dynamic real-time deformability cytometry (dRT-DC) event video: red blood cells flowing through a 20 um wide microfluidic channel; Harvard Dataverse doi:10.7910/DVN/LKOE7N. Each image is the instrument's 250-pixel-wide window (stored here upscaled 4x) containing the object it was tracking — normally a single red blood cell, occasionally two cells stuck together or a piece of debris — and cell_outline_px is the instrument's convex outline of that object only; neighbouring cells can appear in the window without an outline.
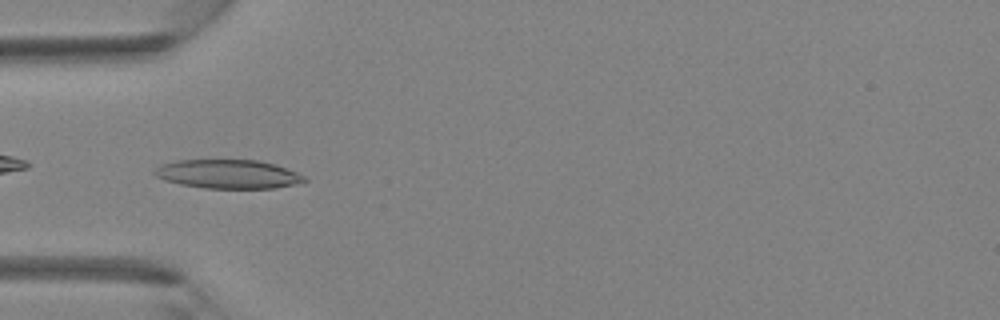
{"species": "Egyptian fruit bat (a non-hibernating species)", "species_latin": "Rousettus aegyptiacus", "temperature_condition": "room temperature", "stored_images_in_passage": 41, "camera_frame_rate_fps": 3000, "um_per_image_px": 0.085, "animal": {"sex": "female"}, "frame": {"image": 1, "passage_image": 13, "time_ms": 4.0, "image_size_px": [1000, 320], "cell_outline_px": [[308, 180], [276, 188], [204, 188], [180, 184], [164, 180], [156, 176], [152, 172], [160, 164], [176, 160], [256, 160], [276, 164], [296, 172], [304, 176]], "centroid_in_image_um": [19.35, 14.79], "position_along_channel_um": 65.7, "area_um2": 25.14}}
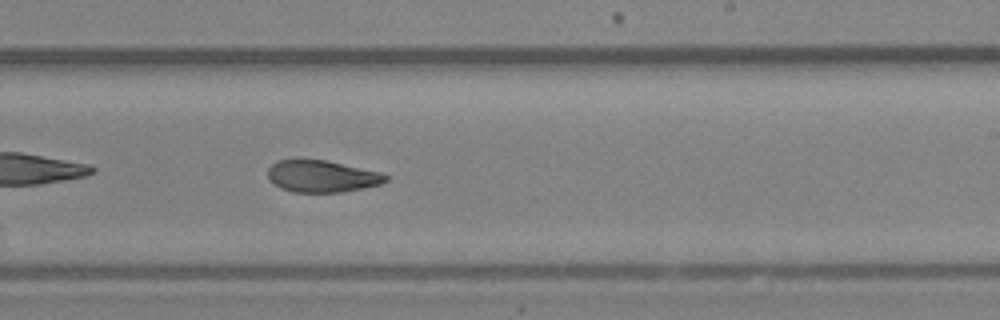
{"frame": {"image": 2, "passage_image": 25, "time_ms": 8.0, "image_size_px": [1000, 320], "cell_outline_px": [[388, 180], [380, 184], [340, 192], [292, 192], [280, 188], [272, 184], [268, 180], [268, 168], [276, 160], [328, 160], [380, 172], [388, 176]], "centroid_in_image_um": [27.32, 14.98], "position_along_channel_um": 261.7, "area_um2": 21.91}}
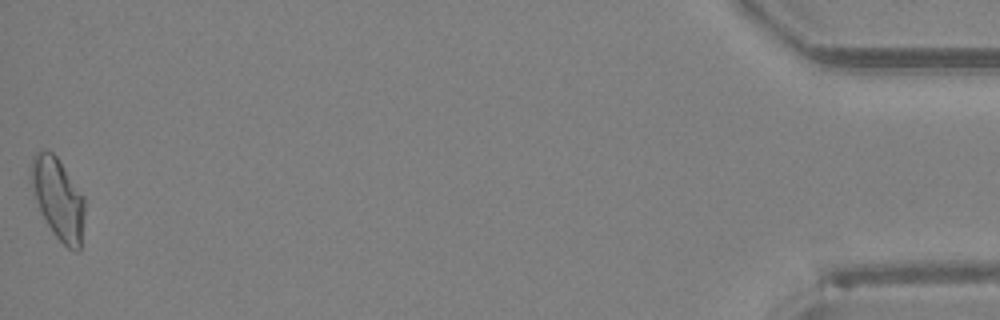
{"frame": {"image": 3, "passage_image": 41, "time_ms": 13.333, "image_size_px": [1000, 320], "cell_outline_px": [[84, 216], [80, 248], [76, 252], [68, 248], [52, 232], [40, 212], [36, 200], [32, 184], [32, 156], [36, 152], [44, 148], [52, 152], [56, 156], [84, 196]], "centroid_in_image_um": [4.95, 16.88], "position_along_channel_um": 430.3, "area_um2": 25.03}}